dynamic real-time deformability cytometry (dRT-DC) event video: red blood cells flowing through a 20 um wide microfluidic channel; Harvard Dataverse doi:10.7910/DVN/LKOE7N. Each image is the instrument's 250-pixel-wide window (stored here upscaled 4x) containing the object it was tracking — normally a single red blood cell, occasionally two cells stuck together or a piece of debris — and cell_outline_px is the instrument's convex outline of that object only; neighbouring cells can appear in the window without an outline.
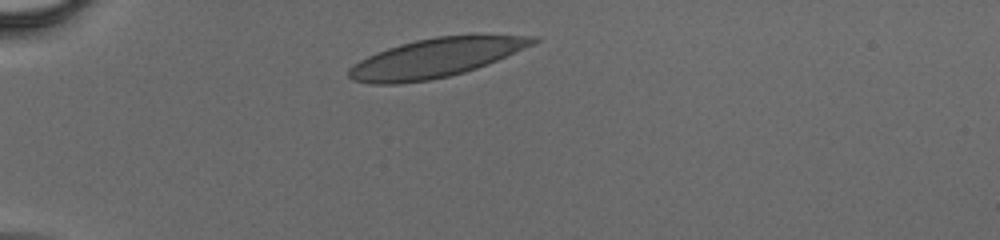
{"species": "human", "species_latin": "Homo sapiens", "temperature_condition": "cold", "stored_images_in_passage": 29, "camera_frame_rate_fps": 3000, "um_per_image_px": 0.085, "donor": {"sex": "male"}, "frame": {"image": 1, "passage_image": 1, "time_ms": 0.0, "image_size_px": [1000, 240], "cell_outline_px": [[540, 40], [532, 44], [488, 64], [464, 72], [448, 76], [428, 80], [396, 84], [372, 84], [352, 80], [348, 76], [348, 68], [360, 60], [376, 52], [400, 44], [416, 40], [436, 36], [540, 36]], "centroid_in_image_um": [36.96, 4.94], "position_along_channel_um": 48.0, "area_um2": 41.1}}
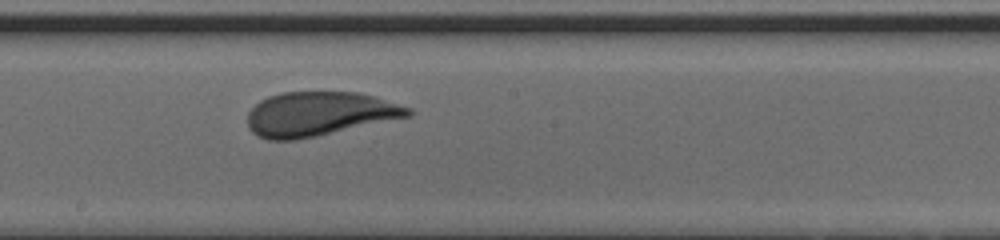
{"frame": {"image": 2, "passage_image": 15, "time_ms": 4.667, "image_size_px": [1000, 240], "cell_outline_px": [[416, 112], [412, 116], [316, 136], [296, 140], [268, 140], [256, 136], [248, 128], [248, 112], [260, 100], [268, 96], [280, 92], [356, 92], [372, 96], [412, 108]], "centroid_in_image_um": [27.13, 9.69], "position_along_channel_um": 221.1, "area_um2": 41.5}}
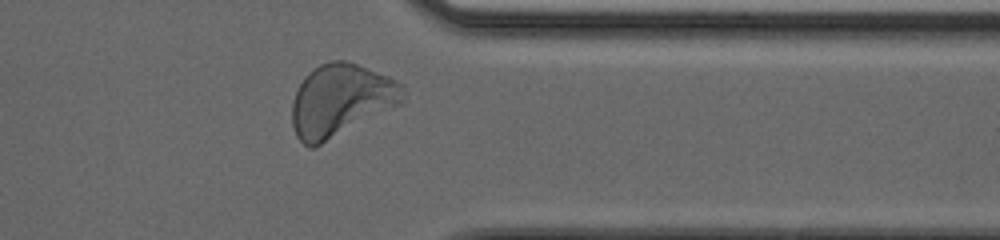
{"frame": {"image": 3, "passage_image": 26, "time_ms": 8.333, "image_size_px": [1000, 240], "cell_outline_px": [[404, 100], [400, 104], [312, 148], [308, 148], [296, 136], [292, 124], [292, 100], [300, 84], [308, 72], [320, 64], [332, 60], [344, 60], [356, 64], [388, 76], [404, 84]], "centroid_in_image_um": [28.96, 8.51], "position_along_channel_um": 382.4, "area_um2": 46.3}}